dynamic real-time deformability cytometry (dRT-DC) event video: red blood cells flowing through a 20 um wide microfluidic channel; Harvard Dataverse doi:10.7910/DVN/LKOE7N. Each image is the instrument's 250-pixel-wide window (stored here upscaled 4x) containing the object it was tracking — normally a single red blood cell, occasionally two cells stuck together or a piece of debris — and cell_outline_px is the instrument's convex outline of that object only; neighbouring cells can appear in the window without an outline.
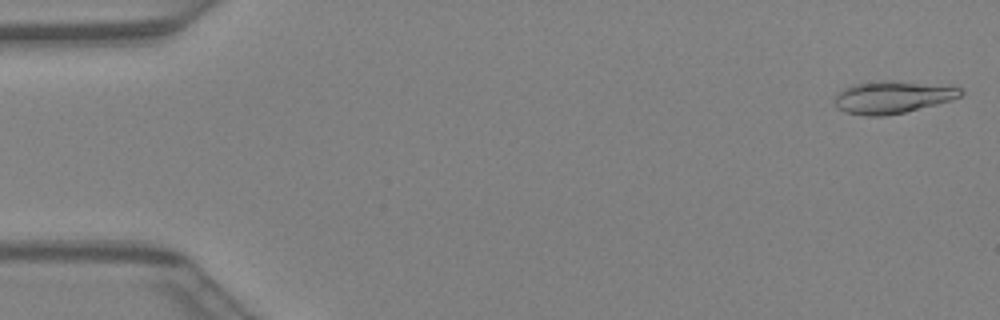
{"species": "Egyptian fruit bat (a non-hibernating species)", "species_latin": "Rousettus aegyptiacus", "temperature_condition": "warm", "stored_images_in_passage": 37, "camera_frame_rate_fps": 3000, "um_per_image_px": 0.085, "animal": {"sex": "female"}, "frame": {"image": 1, "passage_image": 1, "time_ms": 0.0, "image_size_px": [1000, 320], "cell_outline_px": [[964, 92], [960, 96], [952, 100], [904, 112], [884, 116], [864, 116], [844, 112], [836, 108], [836, 92], [852, 84], [888, 80], [960, 88]], "centroid_in_image_um": [75.79, 8.28], "position_along_channel_um": 9.2, "area_um2": 23.41}}
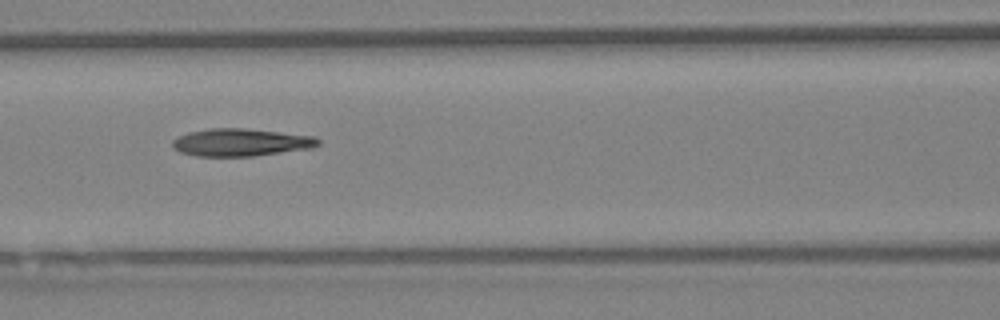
{"frame": {"image": 2, "passage_image": 18, "time_ms": 5.667, "image_size_px": [1000, 320], "cell_outline_px": [[320, 144], [312, 148], [252, 156], [196, 156], [180, 152], [172, 148], [172, 140], [188, 132], [212, 128], [244, 128], [316, 136], [320, 140]], "centroid_in_image_um": [20.48, 12.1], "position_along_channel_um": 146.1, "area_um2": 23.41}}
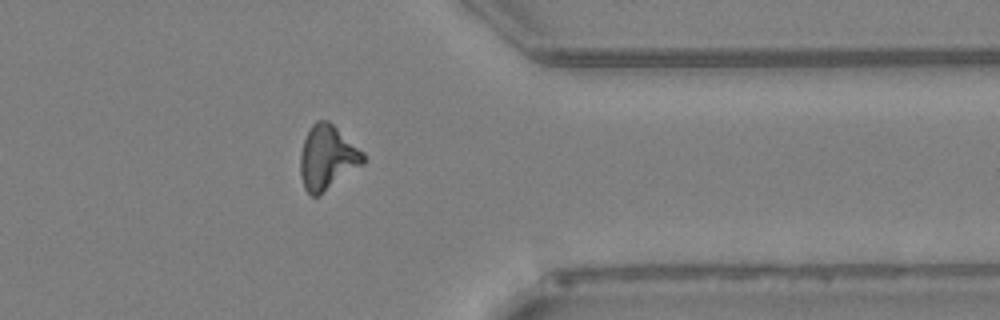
{"frame": {"image": 3, "passage_image": 33, "time_ms": 10.667, "image_size_px": [1000, 320], "cell_outline_px": [[364, 164], [316, 196], [312, 196], [304, 188], [300, 176], [300, 152], [304, 140], [312, 124], [316, 120], [328, 120], [364, 152]], "centroid_in_image_um": [27.81, 13.37], "position_along_channel_um": 383.6, "area_um2": 23.29}}